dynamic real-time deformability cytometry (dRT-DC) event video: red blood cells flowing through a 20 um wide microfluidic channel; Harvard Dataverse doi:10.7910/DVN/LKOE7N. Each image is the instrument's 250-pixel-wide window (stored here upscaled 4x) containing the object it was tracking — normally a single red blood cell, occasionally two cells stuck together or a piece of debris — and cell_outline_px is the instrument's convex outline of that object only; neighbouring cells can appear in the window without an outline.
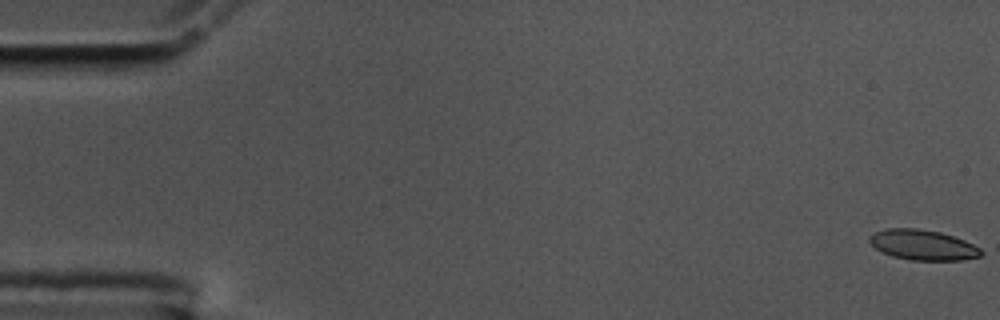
{"species": "common noctule bat (a hibernating species)", "species_latin": "Nyctalus noctula", "temperature_condition": "cold", "stored_images_in_passage": 58, "camera_frame_rate_fps": 3000, "um_per_image_px": 0.085, "animal": {"sex": "male", "body_mass_g": 17.5, "forearm_length_mm": 52.3}, "frame": {"image": 1, "passage_image": 1, "time_ms": 0.0, "image_size_px": [1000, 320], "cell_outline_px": [[984, 252], [980, 256], [960, 260], [912, 260], [892, 256], [876, 248], [868, 240], [868, 236], [876, 232], [888, 228], [920, 228], [940, 232], [964, 240], [980, 248]], "centroid_in_image_um": [78.44, 20.81], "position_along_channel_um": 6.6, "area_um2": 19.54}}
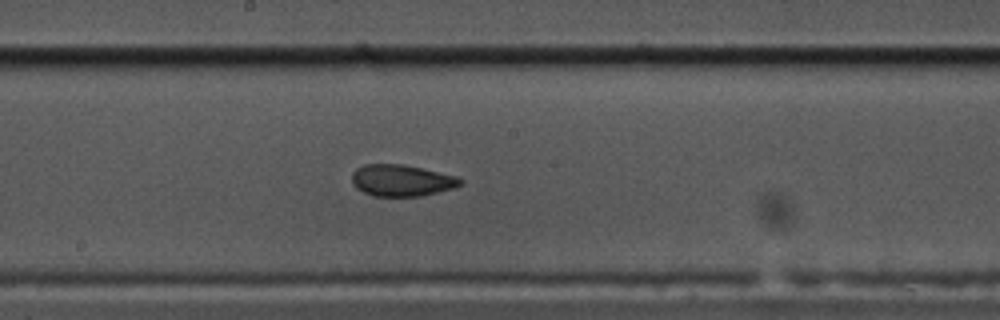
{"frame": {"image": 2, "passage_image": 31, "time_ms": 10.0, "image_size_px": [1000, 320], "cell_outline_px": [[464, 184], [456, 188], [420, 196], [372, 196], [356, 188], [352, 184], [352, 172], [356, 168], [364, 164], [400, 164], [420, 168], [456, 176], [464, 180]], "centroid_in_image_um": [34.14, 15.34], "position_along_channel_um": 214.1, "area_um2": 20.06}}
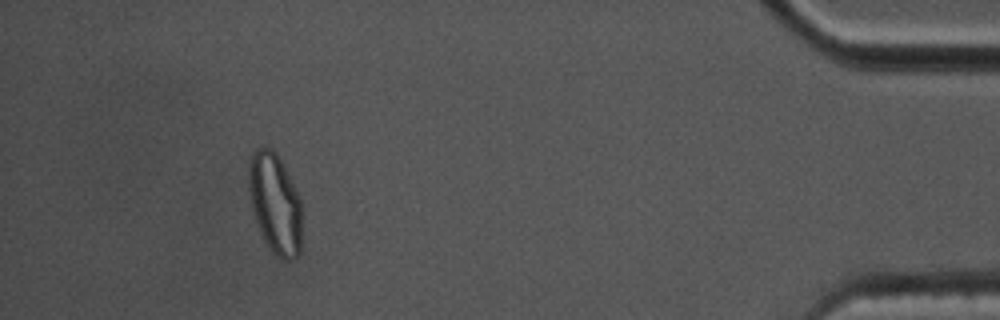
{"frame": {"image": 3, "passage_image": 53, "time_ms": 17.333, "image_size_px": [1000, 320], "cell_outline_px": [[300, 252], [292, 260], [284, 260], [272, 252], [264, 240], [256, 224], [252, 208], [248, 188], [248, 160], [252, 152], [256, 148], [272, 148], [276, 152], [300, 200]], "centroid_in_image_um": [23.33, 17.29], "position_along_channel_um": 411.9, "area_um2": 30.81}, "authors_computed_cell_mechanics": {"area_um2": 20.4323, "velocity_mm_per_s": 3.5263, "shape_relaxation_time_tau1_ms": 10.668, "shape_relaxation_time_tau2_ms": 1.8418, "deformation_change_tau1": 0.1908, "deformation_change_tau2": 0.0769}}